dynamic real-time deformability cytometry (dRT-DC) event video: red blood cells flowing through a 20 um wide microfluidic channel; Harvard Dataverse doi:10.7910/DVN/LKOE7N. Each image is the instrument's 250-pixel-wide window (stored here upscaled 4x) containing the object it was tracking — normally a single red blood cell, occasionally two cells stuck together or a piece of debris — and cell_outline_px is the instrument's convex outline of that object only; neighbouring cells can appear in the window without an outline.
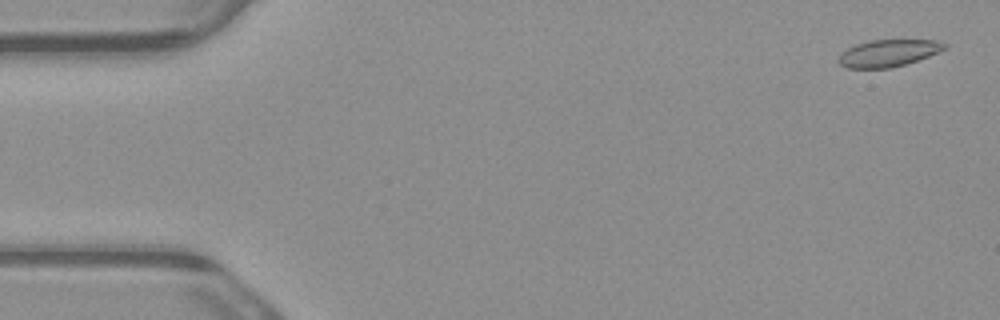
{"species": "common noctule bat (a hibernating species)", "species_latin": "Nyctalus noctula", "temperature_condition": "warm", "stored_images_in_passage": 7, "camera_frame_rate_fps": 3000, "um_per_image_px": 0.085, "animal": {"sex": "male", "body_mass_g": 23.1, "forearm_length_mm": 52.7}, "frame": {"image": 1, "passage_image": 1, "time_ms": 0.0, "image_size_px": [1000, 320], "cell_outline_px": [[948, 48], [928, 56], [904, 64], [888, 68], [848, 68], [840, 64], [836, 60], [840, 52], [856, 44], [868, 40], [936, 40], [948, 44]], "centroid_in_image_um": [75.48, 4.5], "position_along_channel_um": 9.5, "area_um2": 16.7}}
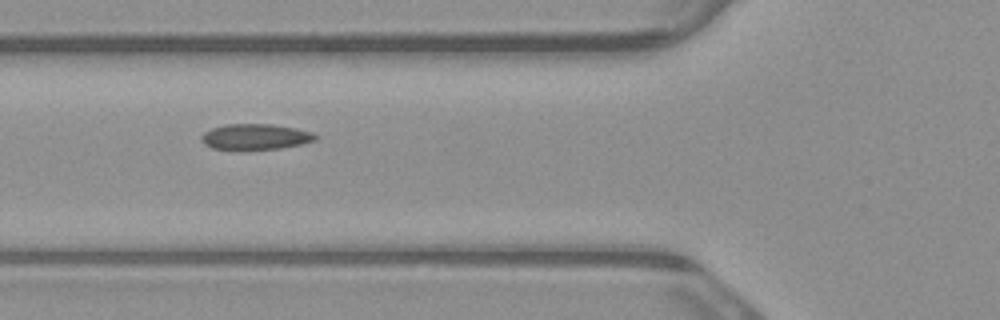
{"frame": {"image": 2, "passage_image": 6, "time_ms": 1.667, "image_size_px": [1000, 320], "cell_outline_px": [[316, 140], [300, 144], [280, 148], [212, 148], [204, 144], [200, 140], [200, 136], [204, 132], [212, 128], [224, 124], [272, 124], [296, 128], [312, 132], [316, 136]], "centroid_in_image_um": [21.69, 11.59], "position_along_channel_um": 104.1, "area_um2": 16.7}}
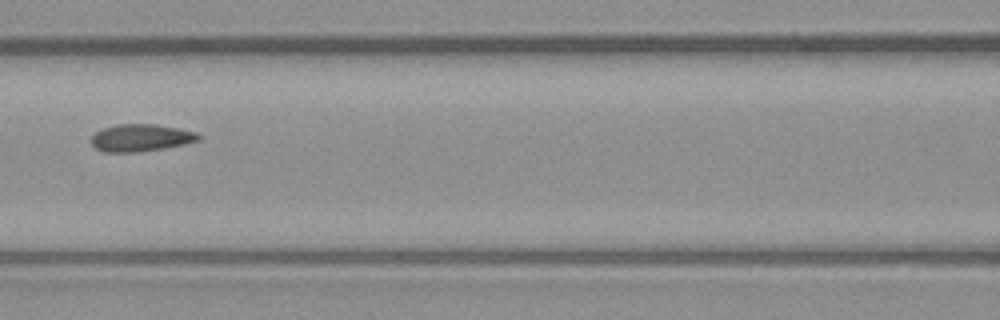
{"frame": {"image": 3, "passage_image": 7, "time_ms": 2.0, "image_size_px": [1000, 320], "cell_outline_px": [[200, 140], [184, 144], [140, 152], [104, 152], [96, 148], [92, 144], [92, 136], [96, 132], [104, 128], [116, 124], [156, 124], [180, 128], [196, 132], [200, 136]], "centroid_in_image_um": [11.98, 11.7], "position_along_channel_um": 154.6, "area_um2": 16.99}}